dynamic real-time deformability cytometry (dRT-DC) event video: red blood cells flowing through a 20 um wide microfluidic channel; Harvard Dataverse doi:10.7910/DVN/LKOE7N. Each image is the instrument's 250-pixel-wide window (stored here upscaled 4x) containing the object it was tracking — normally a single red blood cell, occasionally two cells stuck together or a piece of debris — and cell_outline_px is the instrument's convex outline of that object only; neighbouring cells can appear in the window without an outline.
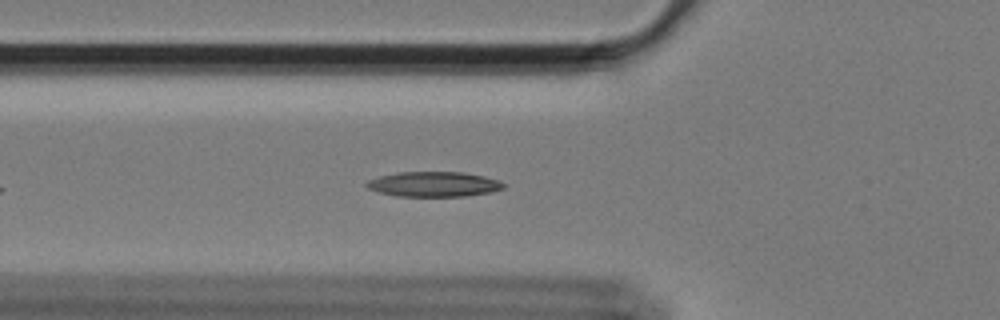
{"species": "Egyptian fruit bat (a non-hibernating species)", "species_latin": "Rousettus aegyptiacus", "temperature_condition": "cold", "stored_images_in_passage": 47, "camera_frame_rate_fps": 3000, "um_per_image_px": 0.085, "animal": {"sex": "female"}, "frame": {"image": 1, "passage_image": 9, "time_ms": 2.667, "image_size_px": [1000, 320], "cell_outline_px": [[504, 188], [488, 192], [464, 196], [396, 196], [380, 192], [368, 188], [364, 184], [368, 180], [380, 176], [396, 172], [464, 172], [484, 176], [500, 180], [504, 184]], "centroid_in_image_um": [36.86, 15.65], "position_along_channel_um": 88.9, "area_um2": 19.88}}
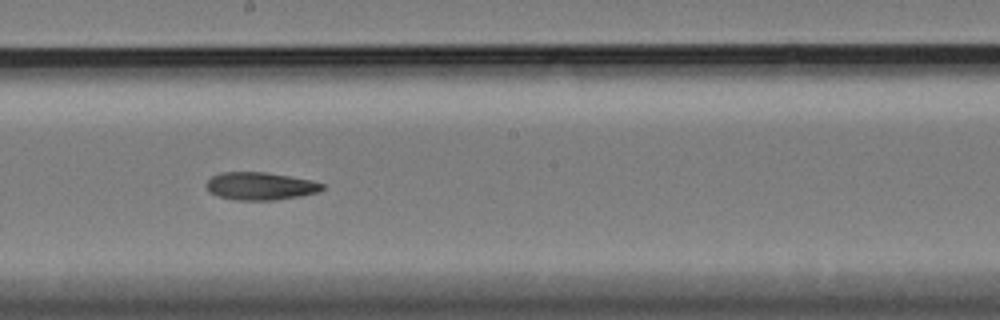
{"frame": {"image": 2, "passage_image": 21, "time_ms": 6.667, "image_size_px": [1000, 320], "cell_outline_px": [[324, 188], [316, 192], [300, 196], [276, 200], [236, 200], [216, 196], [204, 184], [212, 176], [220, 172], [264, 172], [312, 180], [324, 184]], "centroid_in_image_um": [22.11, 15.82], "position_along_channel_um": 226.1, "area_um2": 18.67}}
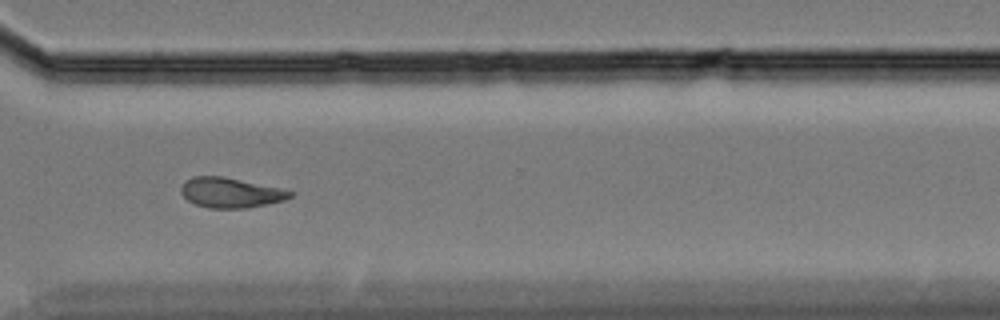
{"frame": {"image": 3, "passage_image": 32, "time_ms": 10.333, "image_size_px": [1000, 320], "cell_outline_px": [[292, 196], [284, 200], [268, 204], [248, 208], [208, 208], [196, 204], [188, 200], [180, 192], [180, 188], [184, 180], [192, 176], [224, 176], [280, 188], [292, 192]], "centroid_in_image_um": [19.56, 16.37], "position_along_channel_um": 351.0, "area_um2": 19.13}}